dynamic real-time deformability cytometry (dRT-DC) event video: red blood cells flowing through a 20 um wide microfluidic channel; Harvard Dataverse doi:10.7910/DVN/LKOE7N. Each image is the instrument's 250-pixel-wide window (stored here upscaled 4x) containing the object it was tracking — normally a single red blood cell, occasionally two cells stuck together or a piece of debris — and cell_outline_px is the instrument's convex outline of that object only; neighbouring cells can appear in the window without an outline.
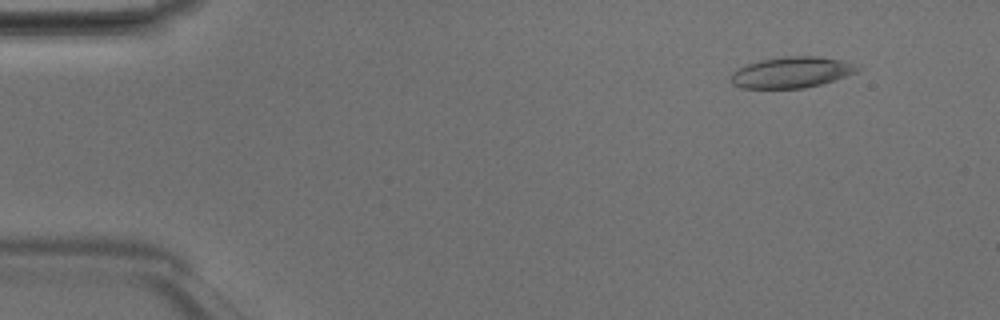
{"species": "Egyptian fruit bat (a non-hibernating species)", "species_latin": "Rousettus aegyptiacus", "temperature_condition": "room temperature", "stored_images_in_passage": 48, "camera_frame_rate_fps": 3000, "um_per_image_px": 0.085, "animal": {"sex": "male"}, "frame": {"image": 1, "passage_image": 5, "time_ms": 1.333, "image_size_px": [1000, 320], "cell_outline_px": [[860, 68], [856, 72], [820, 84], [804, 88], [740, 88], [732, 84], [732, 72], [748, 64], [760, 60], [784, 56], [816, 56], [840, 60], [860, 64]], "centroid_in_image_um": [67.29, 6.14], "position_along_channel_um": 17.7, "area_um2": 22.66}}
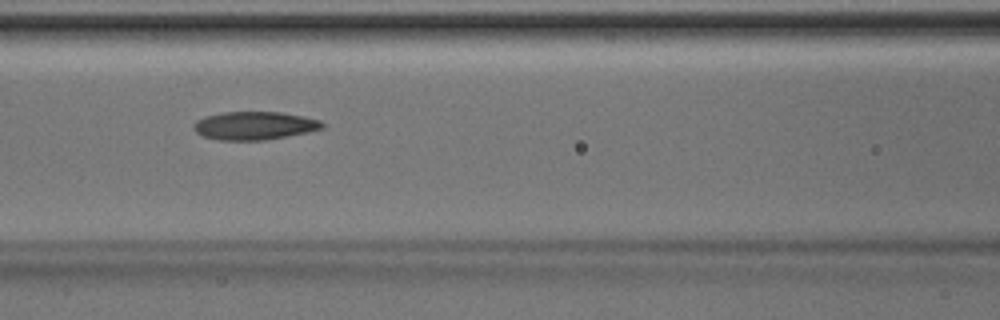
{"frame": {"image": 2, "passage_image": 21, "time_ms": 6.667, "image_size_px": [1000, 320], "cell_outline_px": [[324, 128], [308, 132], [288, 136], [264, 140], [220, 140], [204, 136], [196, 132], [192, 128], [192, 124], [196, 120], [204, 116], [220, 112], [280, 112], [304, 116], [320, 120], [324, 124]], "centroid_in_image_um": [21.61, 10.67], "position_along_channel_um": 145.0, "area_um2": 21.27}}
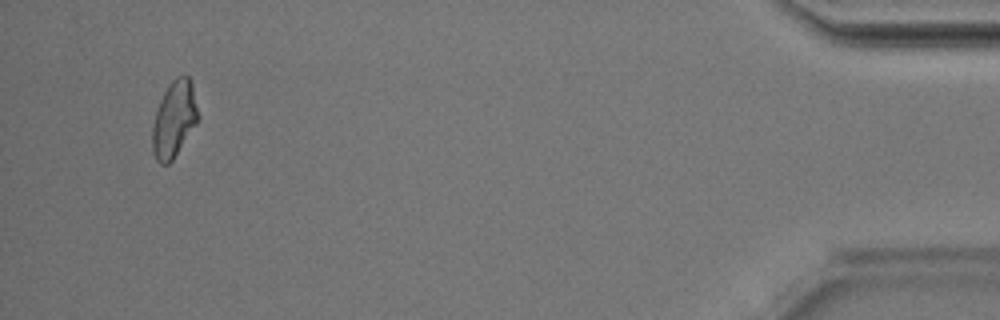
{"frame": {"image": 3, "passage_image": 46, "time_ms": 15.0, "image_size_px": [1000, 320], "cell_outline_px": [[200, 116], [196, 124], [172, 160], [168, 164], [160, 164], [156, 160], [152, 152], [152, 128], [156, 108], [164, 92], [172, 80], [176, 76], [188, 76], [192, 84]], "centroid_in_image_um": [14.79, 10.13], "position_along_channel_um": 420.4, "area_um2": 20.35}, "authors_computed_cell_mechanics": {"area_um2": 21.2993, "velocity_mm_per_s": 4.2187, "shape_relaxation_time_tau1_ms": 7.7605, "shape_relaxation_time_tau2_ms": null, "deformation_change_tau1": 0.1743, "deformation_change_tau2": null}}